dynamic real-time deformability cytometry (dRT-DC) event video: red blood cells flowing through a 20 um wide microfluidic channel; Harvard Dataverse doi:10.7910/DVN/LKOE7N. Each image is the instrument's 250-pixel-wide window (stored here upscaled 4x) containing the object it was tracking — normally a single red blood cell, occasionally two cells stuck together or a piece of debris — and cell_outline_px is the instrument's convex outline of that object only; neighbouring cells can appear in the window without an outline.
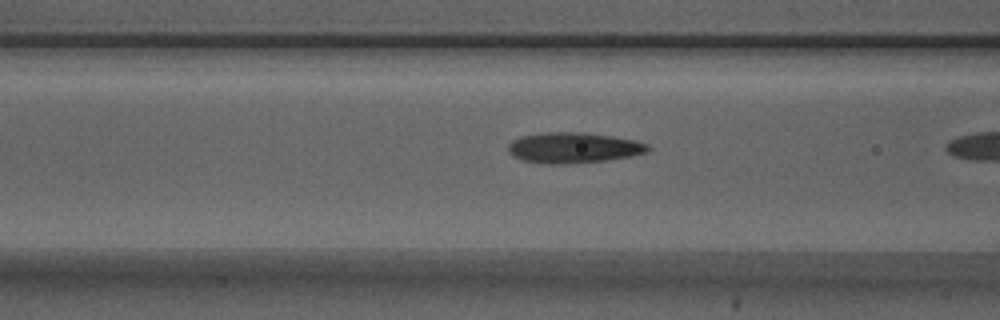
{"species": "Egyptian fruit bat (a non-hibernating species)", "species_latin": "Rousettus aegyptiacus", "temperature_condition": "warm", "stored_images_in_passage": 8, "camera_frame_rate_fps": 3000, "um_per_image_px": 0.085, "animal": {"sex": "male"}, "frame": {"image": 1, "passage_image": 4, "time_ms": 1.0, "image_size_px": [1000, 320], "cell_outline_px": [[652, 148], [644, 152], [628, 156], [608, 160], [564, 164], [540, 164], [524, 160], [512, 156], [508, 152], [508, 144], [512, 140], [520, 136], [544, 132], [584, 132], [612, 136], [636, 140], [648, 144]], "centroid_in_image_um": [48.7, 12.55], "position_along_channel_um": 117.9, "area_um2": 25.09}}
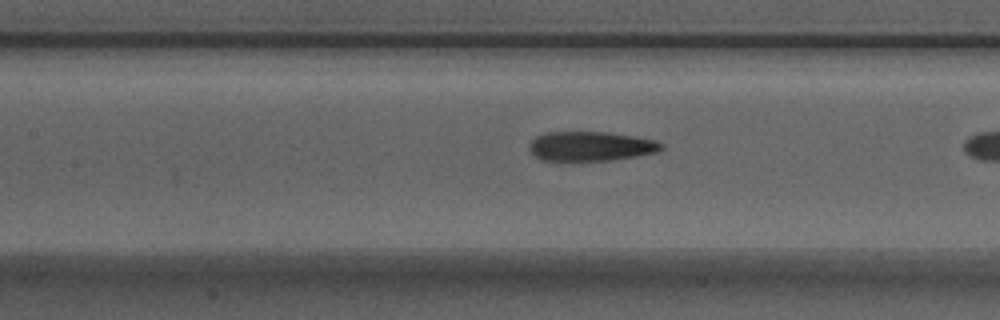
{"frame": {"image": 2, "passage_image": 7, "time_ms": 2.0, "image_size_px": [1000, 320], "cell_outline_px": [[664, 148], [656, 152], [636, 156], [612, 160], [540, 160], [528, 148], [532, 140], [536, 136], [544, 132], [608, 132], [636, 136], [656, 140], [664, 144]], "centroid_in_image_um": [50.24, 12.42], "position_along_channel_um": 157.2, "area_um2": 22.72}}